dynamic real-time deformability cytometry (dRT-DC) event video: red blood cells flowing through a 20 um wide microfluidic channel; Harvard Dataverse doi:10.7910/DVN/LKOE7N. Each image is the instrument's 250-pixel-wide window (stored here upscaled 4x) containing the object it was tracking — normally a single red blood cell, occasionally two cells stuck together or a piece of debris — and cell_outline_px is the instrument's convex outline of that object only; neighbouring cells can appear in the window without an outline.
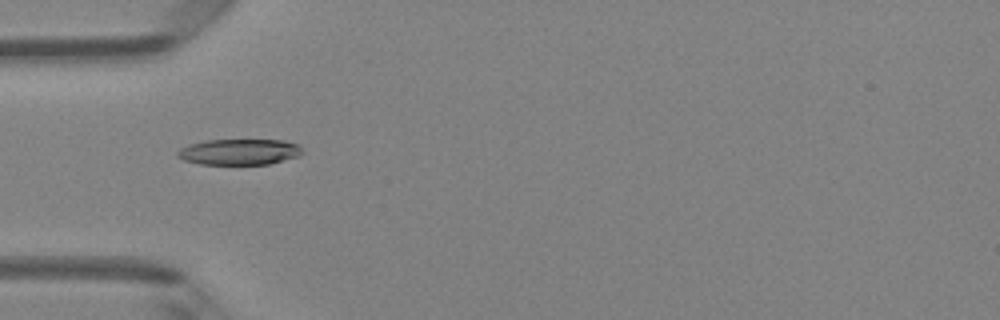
{"species": "Egyptian fruit bat (a non-hibernating species)", "species_latin": "Rousettus aegyptiacus", "temperature_condition": "room temperature", "stored_images_in_passage": 40, "camera_frame_rate_fps": 3000, "um_per_image_px": 0.085, "animal": {"sex": "female"}, "frame": {"image": 1, "passage_image": 6, "time_ms": 1.667, "image_size_px": [1000, 320], "cell_outline_px": [[304, 152], [300, 156], [268, 164], [200, 164], [184, 160], [176, 156], [176, 152], [180, 148], [188, 144], [208, 140], [284, 140], [300, 144]], "centroid_in_image_um": [20.37, 12.9], "position_along_channel_um": 64.6, "area_um2": 19.02}}
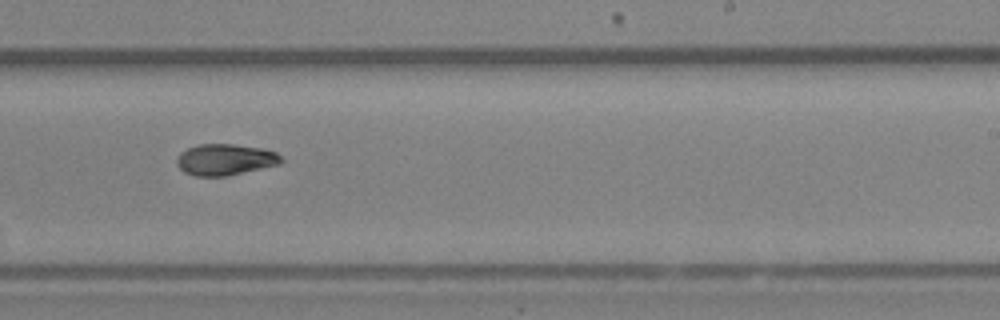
{"frame": {"image": 2, "passage_image": 21, "time_ms": 6.667, "image_size_px": [1000, 320], "cell_outline_px": [[284, 160], [280, 164], [224, 176], [196, 176], [184, 172], [176, 164], [176, 156], [180, 152], [188, 148], [200, 144], [232, 144], [264, 148], [276, 152]], "centroid_in_image_um": [19.12, 13.55], "position_along_channel_um": 269.9, "area_um2": 19.02}}
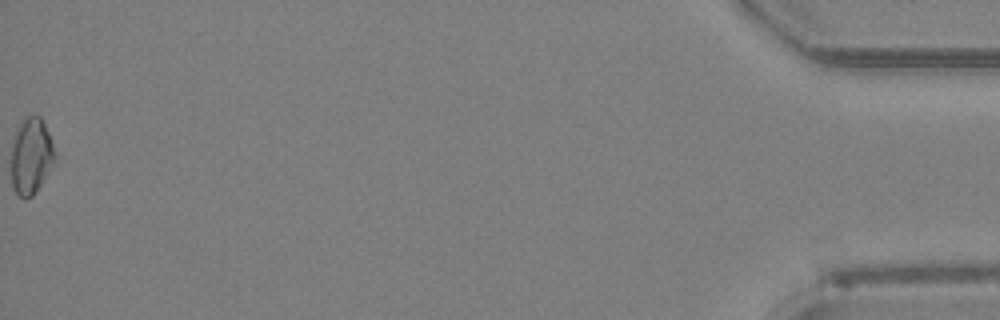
{"frame": {"image": 3, "passage_image": 40, "time_ms": 13.0, "image_size_px": [1000, 320], "cell_outline_px": [[56, 156], [52, 164], [36, 192], [32, 196], [24, 200], [12, 188], [12, 140], [16, 128], [24, 116], [36, 112], [40, 116], [48, 132], [56, 152]], "centroid_in_image_um": [2.63, 13.2], "position_along_channel_um": 432.6, "area_um2": 19.59}, "authors_computed_cell_mechanics": {"area_um2": 19.0162, "velocity_mm_per_s": 4.1332, "shape_relaxation_time_tau1_ms": null, "shape_relaxation_time_tau2_ms": 5.8382, "deformation_change_tau1": null, "deformation_change_tau2": 0.1094}}